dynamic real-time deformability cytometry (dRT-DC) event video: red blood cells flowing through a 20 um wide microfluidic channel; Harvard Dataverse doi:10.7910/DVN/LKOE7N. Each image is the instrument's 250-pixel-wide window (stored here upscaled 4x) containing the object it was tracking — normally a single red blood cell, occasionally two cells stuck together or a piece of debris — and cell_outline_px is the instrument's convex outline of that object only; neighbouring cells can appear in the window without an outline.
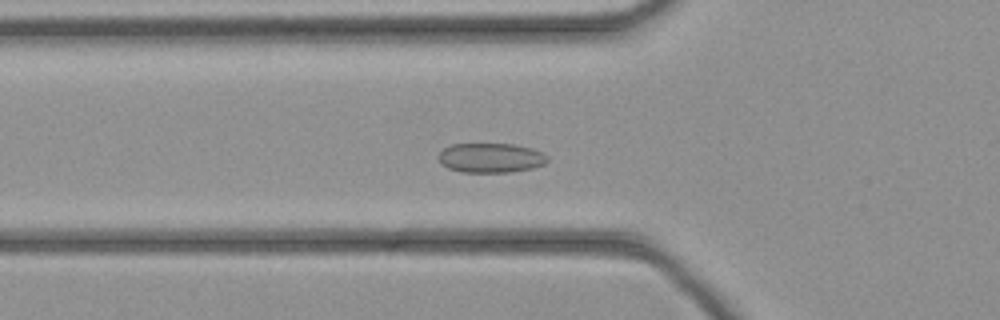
{"species": "common noctule bat (a hibernating species)", "species_latin": "Nyctalus noctula", "temperature_condition": "cold", "stored_images_in_passage": 42, "camera_frame_rate_fps": 3000, "um_per_image_px": 0.085, "animal": {"sex": "female", "body_mass_g": 21.9}, "frame": {"image": 1, "passage_image": 12, "time_ms": 3.667, "image_size_px": [1000, 320], "cell_outline_px": [[548, 160], [544, 164], [532, 168], [512, 172], [460, 172], [448, 168], [440, 164], [436, 156], [444, 148], [452, 144], [512, 144], [532, 148], [548, 156]], "centroid_in_image_um": [41.67, 13.42], "position_along_channel_um": 84.1, "area_um2": 18.9}}
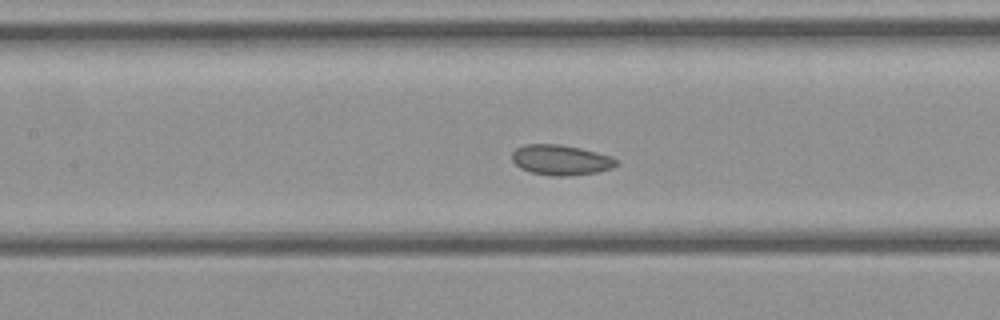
{"frame": {"image": 2, "passage_image": 17, "time_ms": 5.333, "image_size_px": [1000, 320], "cell_outline_px": [[616, 164], [612, 168], [596, 172], [568, 176], [552, 176], [532, 172], [520, 168], [512, 160], [512, 152], [516, 148], [524, 144], [560, 144], [580, 148], [612, 156], [616, 160]], "centroid_in_image_um": [47.64, 13.59], "position_along_channel_um": 159.8, "area_um2": 18.32}}
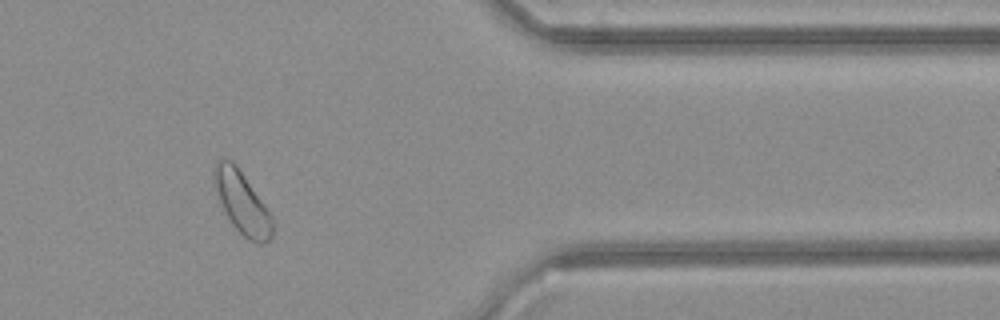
{"frame": {"image": 3, "passage_image": 34, "time_ms": 11.0, "image_size_px": [1000, 320], "cell_outline_px": [[272, 236], [264, 244], [260, 244], [248, 240], [232, 224], [224, 212], [212, 184], [212, 172], [220, 156], [224, 156], [232, 160], [272, 216]], "centroid_in_image_um": [20.51, 17.2], "position_along_channel_um": 390.9, "area_um2": 21.04}}